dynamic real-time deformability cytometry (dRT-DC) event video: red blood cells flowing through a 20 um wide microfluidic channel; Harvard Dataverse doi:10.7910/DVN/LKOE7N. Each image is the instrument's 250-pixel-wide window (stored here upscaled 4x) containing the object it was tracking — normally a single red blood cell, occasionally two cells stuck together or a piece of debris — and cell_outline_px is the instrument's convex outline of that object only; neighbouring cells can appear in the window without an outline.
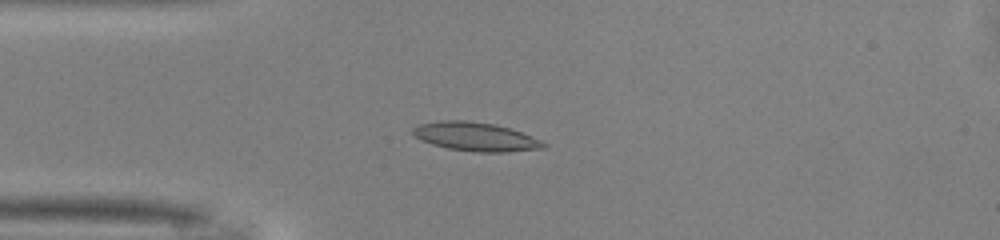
{"species": "common noctule bat (a hibernating species)", "species_latin": "Nyctalus noctula", "temperature_condition": "warm", "stored_images_in_passage": 49, "camera_frame_rate_fps": 3000, "um_per_image_px": 0.085, "animal": {"sex": "male", "body_mass_g": 13.0, "forearm_length_mm": 53.1}, "frame": {"image": 1, "passage_image": 12, "time_ms": 3.667, "image_size_px": [1000, 240], "cell_outline_px": [[548, 144], [544, 148], [508, 152], [476, 152], [448, 148], [432, 144], [420, 140], [412, 132], [412, 128], [416, 124], [440, 120], [464, 120], [496, 124], [520, 132], [540, 140]], "centroid_in_image_um": [40.39, 11.61], "position_along_channel_um": 44.6, "area_um2": 21.91}}
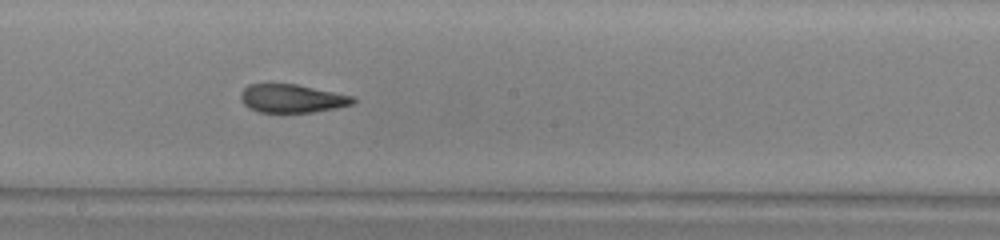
{"frame": {"image": 2, "passage_image": 26, "time_ms": 8.333, "image_size_px": [1000, 240], "cell_outline_px": [[356, 100], [352, 104], [336, 108], [312, 112], [260, 112], [248, 108], [240, 100], [240, 92], [248, 84], [296, 84], [352, 96]], "centroid_in_image_um": [24.77, 8.37], "position_along_channel_um": 223.4, "area_um2": 18.44}}
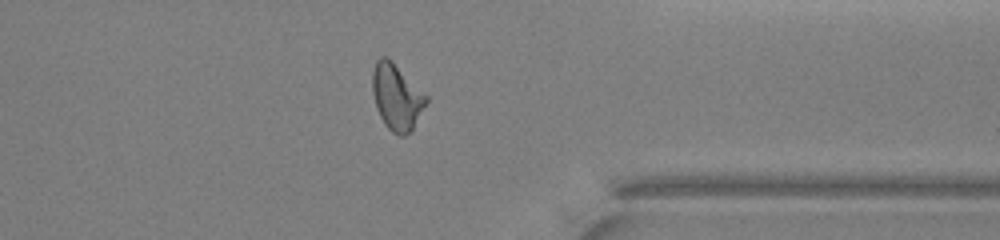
{"frame": {"image": 3, "passage_image": 38, "time_ms": 12.333, "image_size_px": [1000, 240], "cell_outline_px": [[428, 100], [412, 128], [404, 136], [400, 136], [392, 132], [384, 124], [376, 108], [372, 92], [372, 72], [376, 60], [380, 56], [384, 56], [392, 60], [428, 96]], "centroid_in_image_um": [33.69, 8.21], "position_along_channel_um": 377.7, "area_um2": 20.63}, "authors_computed_cell_mechanics": {"area_um2": 20.4034, "velocity_mm_per_s": 4.1387, "shape_relaxation_time_tau1_ms": 10.2011, "shape_relaxation_time_tau2_ms": 1.9174, "deformation_change_tau1": 0.2531, "deformation_change_tau2": 0.1017}}